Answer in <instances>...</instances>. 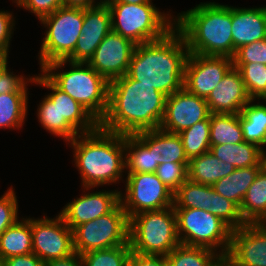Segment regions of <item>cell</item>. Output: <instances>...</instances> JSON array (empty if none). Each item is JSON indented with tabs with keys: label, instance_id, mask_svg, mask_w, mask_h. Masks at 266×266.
<instances>
[{
	"label": "cell",
	"instance_id": "obj_1",
	"mask_svg": "<svg viewBox=\"0 0 266 266\" xmlns=\"http://www.w3.org/2000/svg\"><path fill=\"white\" fill-rule=\"evenodd\" d=\"M167 96L126 74L109 82L108 109L99 127L118 134L159 128Z\"/></svg>",
	"mask_w": 266,
	"mask_h": 266
},
{
	"label": "cell",
	"instance_id": "obj_2",
	"mask_svg": "<svg viewBox=\"0 0 266 266\" xmlns=\"http://www.w3.org/2000/svg\"><path fill=\"white\" fill-rule=\"evenodd\" d=\"M188 55L185 38L174 27L159 40L137 44L126 75L168 97L184 87Z\"/></svg>",
	"mask_w": 266,
	"mask_h": 266
},
{
	"label": "cell",
	"instance_id": "obj_3",
	"mask_svg": "<svg viewBox=\"0 0 266 266\" xmlns=\"http://www.w3.org/2000/svg\"><path fill=\"white\" fill-rule=\"evenodd\" d=\"M68 144L74 150V166L78 168L85 190L116 185L123 179L126 172L125 135L98 127L93 132L77 135Z\"/></svg>",
	"mask_w": 266,
	"mask_h": 266
},
{
	"label": "cell",
	"instance_id": "obj_4",
	"mask_svg": "<svg viewBox=\"0 0 266 266\" xmlns=\"http://www.w3.org/2000/svg\"><path fill=\"white\" fill-rule=\"evenodd\" d=\"M189 53L233 58L232 6L201 2L175 16Z\"/></svg>",
	"mask_w": 266,
	"mask_h": 266
},
{
	"label": "cell",
	"instance_id": "obj_5",
	"mask_svg": "<svg viewBox=\"0 0 266 266\" xmlns=\"http://www.w3.org/2000/svg\"><path fill=\"white\" fill-rule=\"evenodd\" d=\"M67 63L70 70L61 72L59 69ZM41 72L101 122L108 109L109 82L88 63L57 60L45 65Z\"/></svg>",
	"mask_w": 266,
	"mask_h": 266
},
{
	"label": "cell",
	"instance_id": "obj_6",
	"mask_svg": "<svg viewBox=\"0 0 266 266\" xmlns=\"http://www.w3.org/2000/svg\"><path fill=\"white\" fill-rule=\"evenodd\" d=\"M111 15L112 31L136 45L163 38L175 27L171 14L160 12L153 3H106Z\"/></svg>",
	"mask_w": 266,
	"mask_h": 266
},
{
	"label": "cell",
	"instance_id": "obj_7",
	"mask_svg": "<svg viewBox=\"0 0 266 266\" xmlns=\"http://www.w3.org/2000/svg\"><path fill=\"white\" fill-rule=\"evenodd\" d=\"M129 244L132 252L168 255L180 243L173 206L143 211L129 218Z\"/></svg>",
	"mask_w": 266,
	"mask_h": 266
},
{
	"label": "cell",
	"instance_id": "obj_8",
	"mask_svg": "<svg viewBox=\"0 0 266 266\" xmlns=\"http://www.w3.org/2000/svg\"><path fill=\"white\" fill-rule=\"evenodd\" d=\"M39 21L46 28L38 55L42 69L53 61L66 60L73 53L82 34L84 8L62 6Z\"/></svg>",
	"mask_w": 266,
	"mask_h": 266
},
{
	"label": "cell",
	"instance_id": "obj_9",
	"mask_svg": "<svg viewBox=\"0 0 266 266\" xmlns=\"http://www.w3.org/2000/svg\"><path fill=\"white\" fill-rule=\"evenodd\" d=\"M174 211L181 244L209 248L226 257L232 229L225 222L203 209L174 208Z\"/></svg>",
	"mask_w": 266,
	"mask_h": 266
},
{
	"label": "cell",
	"instance_id": "obj_10",
	"mask_svg": "<svg viewBox=\"0 0 266 266\" xmlns=\"http://www.w3.org/2000/svg\"><path fill=\"white\" fill-rule=\"evenodd\" d=\"M128 243L129 218L121 203L108 214L73 229L74 252L79 255Z\"/></svg>",
	"mask_w": 266,
	"mask_h": 266
},
{
	"label": "cell",
	"instance_id": "obj_11",
	"mask_svg": "<svg viewBox=\"0 0 266 266\" xmlns=\"http://www.w3.org/2000/svg\"><path fill=\"white\" fill-rule=\"evenodd\" d=\"M125 183L124 194L120 190V203L128 218L143 211L173 206L174 193L156 173L127 174Z\"/></svg>",
	"mask_w": 266,
	"mask_h": 266
},
{
	"label": "cell",
	"instance_id": "obj_12",
	"mask_svg": "<svg viewBox=\"0 0 266 266\" xmlns=\"http://www.w3.org/2000/svg\"><path fill=\"white\" fill-rule=\"evenodd\" d=\"M34 84L52 92L46 95L59 111V137L72 141L77 135L95 131L99 122L67 93L60 90L43 72L34 75Z\"/></svg>",
	"mask_w": 266,
	"mask_h": 266
},
{
	"label": "cell",
	"instance_id": "obj_13",
	"mask_svg": "<svg viewBox=\"0 0 266 266\" xmlns=\"http://www.w3.org/2000/svg\"><path fill=\"white\" fill-rule=\"evenodd\" d=\"M30 223L33 253L44 263L63 259L75 253L73 230L66 225L60 214L56 218H30Z\"/></svg>",
	"mask_w": 266,
	"mask_h": 266
},
{
	"label": "cell",
	"instance_id": "obj_14",
	"mask_svg": "<svg viewBox=\"0 0 266 266\" xmlns=\"http://www.w3.org/2000/svg\"><path fill=\"white\" fill-rule=\"evenodd\" d=\"M232 67L233 59L226 56L189 53L185 63L184 87L206 99Z\"/></svg>",
	"mask_w": 266,
	"mask_h": 266
},
{
	"label": "cell",
	"instance_id": "obj_15",
	"mask_svg": "<svg viewBox=\"0 0 266 266\" xmlns=\"http://www.w3.org/2000/svg\"><path fill=\"white\" fill-rule=\"evenodd\" d=\"M210 115L206 99L190 93L183 87L166 98L164 116L159 128L178 134L197 122L208 119Z\"/></svg>",
	"mask_w": 266,
	"mask_h": 266
},
{
	"label": "cell",
	"instance_id": "obj_16",
	"mask_svg": "<svg viewBox=\"0 0 266 266\" xmlns=\"http://www.w3.org/2000/svg\"><path fill=\"white\" fill-rule=\"evenodd\" d=\"M135 47L133 41L111 30L87 63L111 82L127 73Z\"/></svg>",
	"mask_w": 266,
	"mask_h": 266
},
{
	"label": "cell",
	"instance_id": "obj_17",
	"mask_svg": "<svg viewBox=\"0 0 266 266\" xmlns=\"http://www.w3.org/2000/svg\"><path fill=\"white\" fill-rule=\"evenodd\" d=\"M226 258L235 266H266V229L260 223L233 229Z\"/></svg>",
	"mask_w": 266,
	"mask_h": 266
},
{
	"label": "cell",
	"instance_id": "obj_18",
	"mask_svg": "<svg viewBox=\"0 0 266 266\" xmlns=\"http://www.w3.org/2000/svg\"><path fill=\"white\" fill-rule=\"evenodd\" d=\"M120 203V191L101 190L82 194L68 202L60 215L66 225L73 230L76 226L95 220L111 212Z\"/></svg>",
	"mask_w": 266,
	"mask_h": 266
},
{
	"label": "cell",
	"instance_id": "obj_19",
	"mask_svg": "<svg viewBox=\"0 0 266 266\" xmlns=\"http://www.w3.org/2000/svg\"><path fill=\"white\" fill-rule=\"evenodd\" d=\"M111 30V15L106 3L84 8L82 34L66 60L87 63Z\"/></svg>",
	"mask_w": 266,
	"mask_h": 266
},
{
	"label": "cell",
	"instance_id": "obj_20",
	"mask_svg": "<svg viewBox=\"0 0 266 266\" xmlns=\"http://www.w3.org/2000/svg\"><path fill=\"white\" fill-rule=\"evenodd\" d=\"M251 100L240 72L232 67L206 98L211 114H239Z\"/></svg>",
	"mask_w": 266,
	"mask_h": 266
},
{
	"label": "cell",
	"instance_id": "obj_21",
	"mask_svg": "<svg viewBox=\"0 0 266 266\" xmlns=\"http://www.w3.org/2000/svg\"><path fill=\"white\" fill-rule=\"evenodd\" d=\"M233 57L240 47L266 39V6H232Z\"/></svg>",
	"mask_w": 266,
	"mask_h": 266
},
{
	"label": "cell",
	"instance_id": "obj_22",
	"mask_svg": "<svg viewBox=\"0 0 266 266\" xmlns=\"http://www.w3.org/2000/svg\"><path fill=\"white\" fill-rule=\"evenodd\" d=\"M125 174L155 173L153 151H149V130L125 135Z\"/></svg>",
	"mask_w": 266,
	"mask_h": 266
},
{
	"label": "cell",
	"instance_id": "obj_23",
	"mask_svg": "<svg viewBox=\"0 0 266 266\" xmlns=\"http://www.w3.org/2000/svg\"><path fill=\"white\" fill-rule=\"evenodd\" d=\"M149 151H153L154 165L189 163L180 135L161 128L149 130Z\"/></svg>",
	"mask_w": 266,
	"mask_h": 266
},
{
	"label": "cell",
	"instance_id": "obj_24",
	"mask_svg": "<svg viewBox=\"0 0 266 266\" xmlns=\"http://www.w3.org/2000/svg\"><path fill=\"white\" fill-rule=\"evenodd\" d=\"M211 154L234 168L264 167L263 149L257 144L243 141L236 144L214 145Z\"/></svg>",
	"mask_w": 266,
	"mask_h": 266
},
{
	"label": "cell",
	"instance_id": "obj_25",
	"mask_svg": "<svg viewBox=\"0 0 266 266\" xmlns=\"http://www.w3.org/2000/svg\"><path fill=\"white\" fill-rule=\"evenodd\" d=\"M235 169L232 164L220 161L209 151L189 160L188 180L213 186L218 180L229 176Z\"/></svg>",
	"mask_w": 266,
	"mask_h": 266
},
{
	"label": "cell",
	"instance_id": "obj_26",
	"mask_svg": "<svg viewBox=\"0 0 266 266\" xmlns=\"http://www.w3.org/2000/svg\"><path fill=\"white\" fill-rule=\"evenodd\" d=\"M33 253L30 217L19 219L0 236V258Z\"/></svg>",
	"mask_w": 266,
	"mask_h": 266
},
{
	"label": "cell",
	"instance_id": "obj_27",
	"mask_svg": "<svg viewBox=\"0 0 266 266\" xmlns=\"http://www.w3.org/2000/svg\"><path fill=\"white\" fill-rule=\"evenodd\" d=\"M251 99L239 113V122L246 142L257 144L264 150L266 146V103ZM263 146V147H262Z\"/></svg>",
	"mask_w": 266,
	"mask_h": 266
},
{
	"label": "cell",
	"instance_id": "obj_28",
	"mask_svg": "<svg viewBox=\"0 0 266 266\" xmlns=\"http://www.w3.org/2000/svg\"><path fill=\"white\" fill-rule=\"evenodd\" d=\"M262 168H237L229 176L218 180L213 188L219 195L231 200L240 208L248 188Z\"/></svg>",
	"mask_w": 266,
	"mask_h": 266
},
{
	"label": "cell",
	"instance_id": "obj_29",
	"mask_svg": "<svg viewBox=\"0 0 266 266\" xmlns=\"http://www.w3.org/2000/svg\"><path fill=\"white\" fill-rule=\"evenodd\" d=\"M239 211L245 223H260L266 217V167L248 188Z\"/></svg>",
	"mask_w": 266,
	"mask_h": 266
},
{
	"label": "cell",
	"instance_id": "obj_30",
	"mask_svg": "<svg viewBox=\"0 0 266 266\" xmlns=\"http://www.w3.org/2000/svg\"><path fill=\"white\" fill-rule=\"evenodd\" d=\"M29 92H10L0 94V129L23 127L27 118Z\"/></svg>",
	"mask_w": 266,
	"mask_h": 266
},
{
	"label": "cell",
	"instance_id": "obj_31",
	"mask_svg": "<svg viewBox=\"0 0 266 266\" xmlns=\"http://www.w3.org/2000/svg\"><path fill=\"white\" fill-rule=\"evenodd\" d=\"M244 141L239 114L222 113L210 115V147L236 144Z\"/></svg>",
	"mask_w": 266,
	"mask_h": 266
},
{
	"label": "cell",
	"instance_id": "obj_32",
	"mask_svg": "<svg viewBox=\"0 0 266 266\" xmlns=\"http://www.w3.org/2000/svg\"><path fill=\"white\" fill-rule=\"evenodd\" d=\"M168 266H216L222 256L209 248L179 244L165 256Z\"/></svg>",
	"mask_w": 266,
	"mask_h": 266
},
{
	"label": "cell",
	"instance_id": "obj_33",
	"mask_svg": "<svg viewBox=\"0 0 266 266\" xmlns=\"http://www.w3.org/2000/svg\"><path fill=\"white\" fill-rule=\"evenodd\" d=\"M213 186L186 180L174 193L173 208H196L209 211L212 208Z\"/></svg>",
	"mask_w": 266,
	"mask_h": 266
},
{
	"label": "cell",
	"instance_id": "obj_34",
	"mask_svg": "<svg viewBox=\"0 0 266 266\" xmlns=\"http://www.w3.org/2000/svg\"><path fill=\"white\" fill-rule=\"evenodd\" d=\"M188 160L210 150V117L178 133Z\"/></svg>",
	"mask_w": 266,
	"mask_h": 266
},
{
	"label": "cell",
	"instance_id": "obj_35",
	"mask_svg": "<svg viewBox=\"0 0 266 266\" xmlns=\"http://www.w3.org/2000/svg\"><path fill=\"white\" fill-rule=\"evenodd\" d=\"M242 77L251 99L264 100L266 97V65L261 63H233Z\"/></svg>",
	"mask_w": 266,
	"mask_h": 266
},
{
	"label": "cell",
	"instance_id": "obj_36",
	"mask_svg": "<svg viewBox=\"0 0 266 266\" xmlns=\"http://www.w3.org/2000/svg\"><path fill=\"white\" fill-rule=\"evenodd\" d=\"M132 250L130 244L88 251L81 255L84 266H126Z\"/></svg>",
	"mask_w": 266,
	"mask_h": 266
},
{
	"label": "cell",
	"instance_id": "obj_37",
	"mask_svg": "<svg viewBox=\"0 0 266 266\" xmlns=\"http://www.w3.org/2000/svg\"><path fill=\"white\" fill-rule=\"evenodd\" d=\"M209 212L225 222L232 230L238 229L246 223L242 219L239 207L231 200L219 195L213 188L212 208Z\"/></svg>",
	"mask_w": 266,
	"mask_h": 266
},
{
	"label": "cell",
	"instance_id": "obj_38",
	"mask_svg": "<svg viewBox=\"0 0 266 266\" xmlns=\"http://www.w3.org/2000/svg\"><path fill=\"white\" fill-rule=\"evenodd\" d=\"M189 163H163L157 167V177L175 193L188 179Z\"/></svg>",
	"mask_w": 266,
	"mask_h": 266
},
{
	"label": "cell",
	"instance_id": "obj_39",
	"mask_svg": "<svg viewBox=\"0 0 266 266\" xmlns=\"http://www.w3.org/2000/svg\"><path fill=\"white\" fill-rule=\"evenodd\" d=\"M8 59L0 58V94L10 92H28V84L34 83V77L15 75L8 70ZM27 80V81H26ZM27 84V85H26Z\"/></svg>",
	"mask_w": 266,
	"mask_h": 266
},
{
	"label": "cell",
	"instance_id": "obj_40",
	"mask_svg": "<svg viewBox=\"0 0 266 266\" xmlns=\"http://www.w3.org/2000/svg\"><path fill=\"white\" fill-rule=\"evenodd\" d=\"M15 189L11 186L0 196V236L19 218L18 216V200Z\"/></svg>",
	"mask_w": 266,
	"mask_h": 266
},
{
	"label": "cell",
	"instance_id": "obj_41",
	"mask_svg": "<svg viewBox=\"0 0 266 266\" xmlns=\"http://www.w3.org/2000/svg\"><path fill=\"white\" fill-rule=\"evenodd\" d=\"M37 118L44 130L59 137V111L46 95L37 108Z\"/></svg>",
	"mask_w": 266,
	"mask_h": 266
},
{
	"label": "cell",
	"instance_id": "obj_42",
	"mask_svg": "<svg viewBox=\"0 0 266 266\" xmlns=\"http://www.w3.org/2000/svg\"><path fill=\"white\" fill-rule=\"evenodd\" d=\"M232 59L233 63H261L266 65V39L240 47Z\"/></svg>",
	"mask_w": 266,
	"mask_h": 266
},
{
	"label": "cell",
	"instance_id": "obj_43",
	"mask_svg": "<svg viewBox=\"0 0 266 266\" xmlns=\"http://www.w3.org/2000/svg\"><path fill=\"white\" fill-rule=\"evenodd\" d=\"M18 7L33 13L39 20L63 6V0H12Z\"/></svg>",
	"mask_w": 266,
	"mask_h": 266
},
{
	"label": "cell",
	"instance_id": "obj_44",
	"mask_svg": "<svg viewBox=\"0 0 266 266\" xmlns=\"http://www.w3.org/2000/svg\"><path fill=\"white\" fill-rule=\"evenodd\" d=\"M13 13L0 10V58L8 59L10 40L15 27Z\"/></svg>",
	"mask_w": 266,
	"mask_h": 266
},
{
	"label": "cell",
	"instance_id": "obj_45",
	"mask_svg": "<svg viewBox=\"0 0 266 266\" xmlns=\"http://www.w3.org/2000/svg\"><path fill=\"white\" fill-rule=\"evenodd\" d=\"M126 266H168L165 256L131 252Z\"/></svg>",
	"mask_w": 266,
	"mask_h": 266
},
{
	"label": "cell",
	"instance_id": "obj_46",
	"mask_svg": "<svg viewBox=\"0 0 266 266\" xmlns=\"http://www.w3.org/2000/svg\"><path fill=\"white\" fill-rule=\"evenodd\" d=\"M2 266H44V262L36 254L29 253L6 258Z\"/></svg>",
	"mask_w": 266,
	"mask_h": 266
},
{
	"label": "cell",
	"instance_id": "obj_47",
	"mask_svg": "<svg viewBox=\"0 0 266 266\" xmlns=\"http://www.w3.org/2000/svg\"><path fill=\"white\" fill-rule=\"evenodd\" d=\"M44 266H84L81 255L74 253L63 259L50 260Z\"/></svg>",
	"mask_w": 266,
	"mask_h": 266
},
{
	"label": "cell",
	"instance_id": "obj_48",
	"mask_svg": "<svg viewBox=\"0 0 266 266\" xmlns=\"http://www.w3.org/2000/svg\"><path fill=\"white\" fill-rule=\"evenodd\" d=\"M102 2L103 0H100V2L97 1V3L95 2V0H63V6L87 8L99 5Z\"/></svg>",
	"mask_w": 266,
	"mask_h": 266
},
{
	"label": "cell",
	"instance_id": "obj_49",
	"mask_svg": "<svg viewBox=\"0 0 266 266\" xmlns=\"http://www.w3.org/2000/svg\"><path fill=\"white\" fill-rule=\"evenodd\" d=\"M104 3H127V4H141L153 3L152 0H103Z\"/></svg>",
	"mask_w": 266,
	"mask_h": 266
},
{
	"label": "cell",
	"instance_id": "obj_50",
	"mask_svg": "<svg viewBox=\"0 0 266 266\" xmlns=\"http://www.w3.org/2000/svg\"><path fill=\"white\" fill-rule=\"evenodd\" d=\"M216 266H235L231 261H229L226 257H222Z\"/></svg>",
	"mask_w": 266,
	"mask_h": 266
},
{
	"label": "cell",
	"instance_id": "obj_51",
	"mask_svg": "<svg viewBox=\"0 0 266 266\" xmlns=\"http://www.w3.org/2000/svg\"><path fill=\"white\" fill-rule=\"evenodd\" d=\"M263 162H264V167H266V151H265V149L263 150Z\"/></svg>",
	"mask_w": 266,
	"mask_h": 266
},
{
	"label": "cell",
	"instance_id": "obj_52",
	"mask_svg": "<svg viewBox=\"0 0 266 266\" xmlns=\"http://www.w3.org/2000/svg\"><path fill=\"white\" fill-rule=\"evenodd\" d=\"M260 224L266 229V217L260 222Z\"/></svg>",
	"mask_w": 266,
	"mask_h": 266
},
{
	"label": "cell",
	"instance_id": "obj_53",
	"mask_svg": "<svg viewBox=\"0 0 266 266\" xmlns=\"http://www.w3.org/2000/svg\"><path fill=\"white\" fill-rule=\"evenodd\" d=\"M3 260L0 258V266H2Z\"/></svg>",
	"mask_w": 266,
	"mask_h": 266
}]
</instances>
